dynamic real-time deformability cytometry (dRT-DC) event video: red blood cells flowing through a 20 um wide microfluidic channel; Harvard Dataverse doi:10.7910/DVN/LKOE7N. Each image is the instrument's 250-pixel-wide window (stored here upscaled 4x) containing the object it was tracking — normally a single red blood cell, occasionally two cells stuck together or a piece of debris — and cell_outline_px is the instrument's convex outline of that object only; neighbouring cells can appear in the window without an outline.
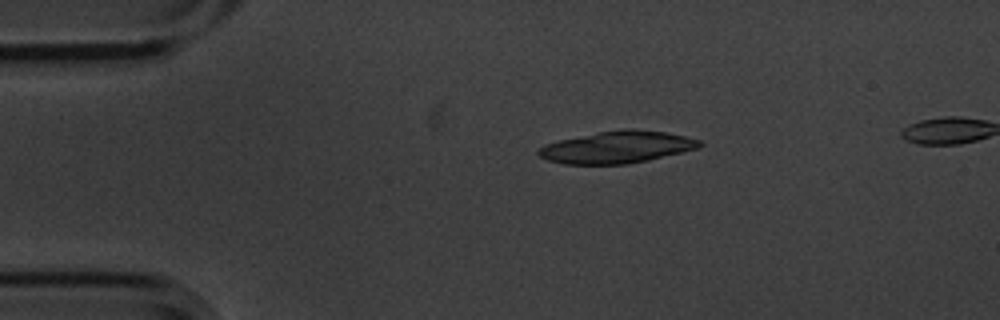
{"species": "common noctule bat (a hibernating species)", "species_latin": "Nyctalus noctula", "temperature_condition": "cold", "stored_images_in_passage": 2, "camera_frame_rate_fps": 3000, "um_per_image_px": 0.085, "animal": {"sex": "male", "body_mass_g": 20.1, "forearm_length_mm": 53.5}, "frame": {"image": 1, "passage_image": 2, "time_ms": 0.333, "image_size_px": [1000, 320], "cell_outline_px": [[704, 144], [700, 148], [648, 160], [628, 164], [564, 164], [548, 160], [540, 156], [536, 152], [544, 144], [560, 140], [600, 132], [624, 128], [632, 128], [664, 132], [684, 136], [700, 140]], "centroid_in_image_um": [52.48, 12.51], "position_along_channel_um": 32.5, "area_um2": 29.94}}